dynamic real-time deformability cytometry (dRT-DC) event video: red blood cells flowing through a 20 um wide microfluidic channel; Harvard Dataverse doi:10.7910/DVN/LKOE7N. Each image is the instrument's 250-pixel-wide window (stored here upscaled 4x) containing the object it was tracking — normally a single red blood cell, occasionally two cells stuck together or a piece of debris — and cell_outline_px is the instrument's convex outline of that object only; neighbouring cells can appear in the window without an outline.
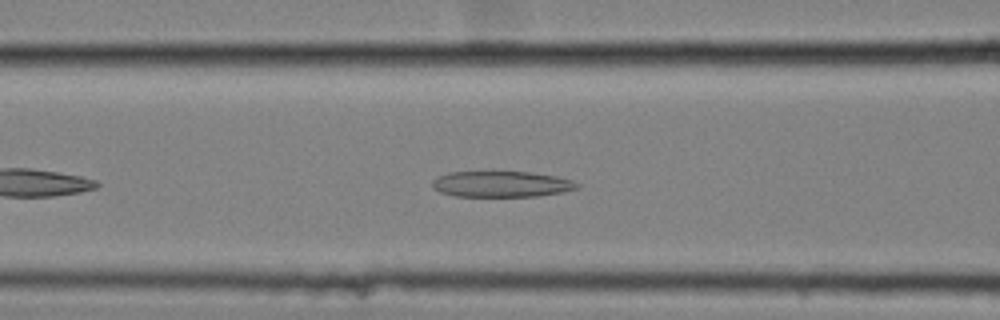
{"species": "common noctule bat (a hibernating species)", "species_latin": "Nyctalus noctula", "temperature_condition": "cold", "stored_images_in_passage": 43, "camera_frame_rate_fps": 3000, "um_per_image_px": 0.085, "animal": {"sex": "female", "body_mass_g": 25.1}, "frame": {"image": 1, "passage_image": 10, "time_ms": 3.0, "image_size_px": [1000, 320], "cell_outline_px": [[580, 184], [576, 188], [560, 192], [536, 196], [456, 196], [440, 192], [432, 188], [432, 180], [448, 172], [528, 172], [556, 176], [572, 180]], "centroid_in_image_um": [42.58, 15.65], "position_along_channel_um": 124.0, "area_um2": 21.62}}
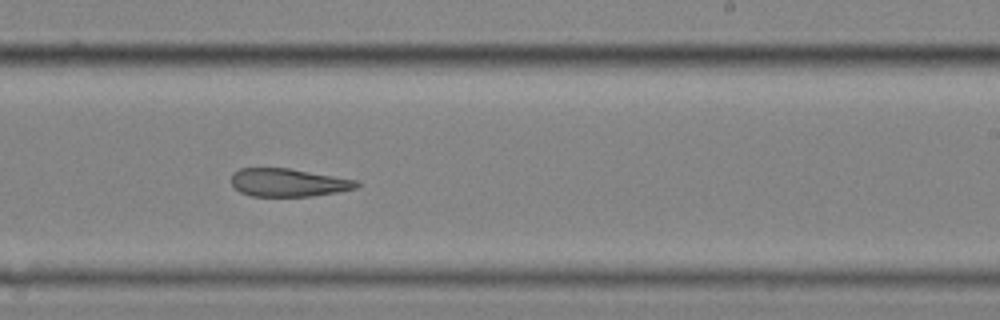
{"frame": {"image": 2, "passage_image": 22, "time_ms": 7.0, "image_size_px": [1000, 320], "cell_outline_px": [[360, 184], [356, 188], [336, 192], [312, 196], [252, 196], [240, 192], [232, 184], [232, 172], [240, 168], [288, 168], [356, 180]], "centroid_in_image_um": [24.47, 15.51], "position_along_channel_um": 264.5, "area_um2": 20.29}}
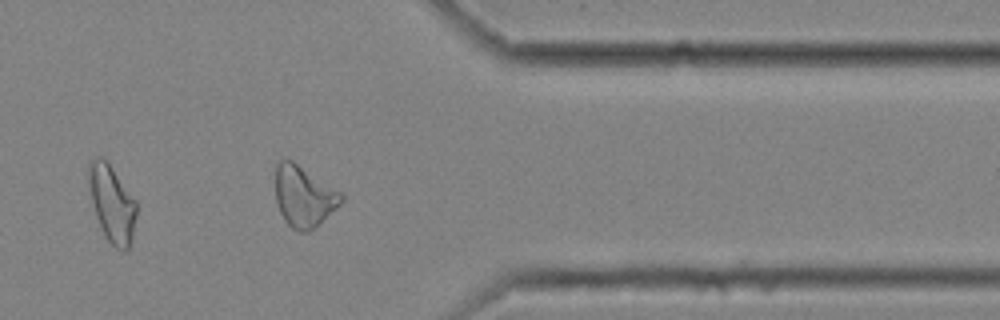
{"frame": {"image": 3, "passage_image": 33, "time_ms": 10.667, "image_size_px": [1000, 320], "cell_outline_px": [[344, 200], [320, 224], [308, 232], [300, 232], [292, 228], [284, 220], [280, 212], [276, 200], [276, 164], [280, 160], [292, 160], [340, 192], [344, 196]], "centroid_in_image_um": [25.82, 16.72], "position_along_channel_um": 385.6, "area_um2": 23.18}, "authors_computed_cell_mechanics": {"area_um2": 22.5998, "velocity_mm_per_s": 3.5216, "shape_relaxation_time_tau1_ms": null, "shape_relaxation_time_tau2_ms": 8.4159, "deformation_change_tau1": null, "deformation_change_tau2": 0.2075}}